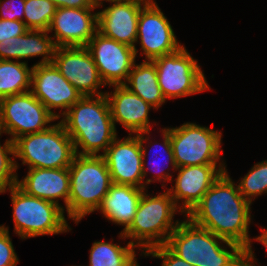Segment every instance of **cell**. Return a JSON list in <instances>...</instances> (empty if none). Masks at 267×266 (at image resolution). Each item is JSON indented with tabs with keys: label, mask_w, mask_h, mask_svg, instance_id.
<instances>
[{
	"label": "cell",
	"mask_w": 267,
	"mask_h": 266,
	"mask_svg": "<svg viewBox=\"0 0 267 266\" xmlns=\"http://www.w3.org/2000/svg\"><path fill=\"white\" fill-rule=\"evenodd\" d=\"M250 209L251 203L242 196L226 171L185 217L247 250L252 243L248 231L251 223Z\"/></svg>",
	"instance_id": "cell-1"
},
{
	"label": "cell",
	"mask_w": 267,
	"mask_h": 266,
	"mask_svg": "<svg viewBox=\"0 0 267 266\" xmlns=\"http://www.w3.org/2000/svg\"><path fill=\"white\" fill-rule=\"evenodd\" d=\"M61 117L76 154L98 155L101 150L104 153L117 137L105 94L83 96Z\"/></svg>",
	"instance_id": "cell-2"
},
{
	"label": "cell",
	"mask_w": 267,
	"mask_h": 266,
	"mask_svg": "<svg viewBox=\"0 0 267 266\" xmlns=\"http://www.w3.org/2000/svg\"><path fill=\"white\" fill-rule=\"evenodd\" d=\"M186 219L179 221L165 244L175 255L193 266H246V250L239 244Z\"/></svg>",
	"instance_id": "cell-3"
},
{
	"label": "cell",
	"mask_w": 267,
	"mask_h": 266,
	"mask_svg": "<svg viewBox=\"0 0 267 266\" xmlns=\"http://www.w3.org/2000/svg\"><path fill=\"white\" fill-rule=\"evenodd\" d=\"M68 169L70 193L66 212L78 224L87 214L98 211L113 183L101 154H76Z\"/></svg>",
	"instance_id": "cell-4"
},
{
	"label": "cell",
	"mask_w": 267,
	"mask_h": 266,
	"mask_svg": "<svg viewBox=\"0 0 267 266\" xmlns=\"http://www.w3.org/2000/svg\"><path fill=\"white\" fill-rule=\"evenodd\" d=\"M143 192L130 226L120 232V238H130V243L143 250L166 244L169 235L177 228L179 220L173 221L178 211L168 190L156 196ZM132 239V240H131Z\"/></svg>",
	"instance_id": "cell-5"
},
{
	"label": "cell",
	"mask_w": 267,
	"mask_h": 266,
	"mask_svg": "<svg viewBox=\"0 0 267 266\" xmlns=\"http://www.w3.org/2000/svg\"><path fill=\"white\" fill-rule=\"evenodd\" d=\"M15 158L31 168H67L76 155L73 141L59 121L45 131L26 134L14 141Z\"/></svg>",
	"instance_id": "cell-6"
},
{
	"label": "cell",
	"mask_w": 267,
	"mask_h": 266,
	"mask_svg": "<svg viewBox=\"0 0 267 266\" xmlns=\"http://www.w3.org/2000/svg\"><path fill=\"white\" fill-rule=\"evenodd\" d=\"M7 190L13 204L14 232L21 239L71 230L59 205L28 195L17 185Z\"/></svg>",
	"instance_id": "cell-7"
},
{
	"label": "cell",
	"mask_w": 267,
	"mask_h": 266,
	"mask_svg": "<svg viewBox=\"0 0 267 266\" xmlns=\"http://www.w3.org/2000/svg\"><path fill=\"white\" fill-rule=\"evenodd\" d=\"M165 100L210 90L198 61L183 46L178 51L152 60Z\"/></svg>",
	"instance_id": "cell-8"
},
{
	"label": "cell",
	"mask_w": 267,
	"mask_h": 266,
	"mask_svg": "<svg viewBox=\"0 0 267 266\" xmlns=\"http://www.w3.org/2000/svg\"><path fill=\"white\" fill-rule=\"evenodd\" d=\"M172 151L177 167L218 164L222 134L196 123L170 128Z\"/></svg>",
	"instance_id": "cell-9"
},
{
	"label": "cell",
	"mask_w": 267,
	"mask_h": 266,
	"mask_svg": "<svg viewBox=\"0 0 267 266\" xmlns=\"http://www.w3.org/2000/svg\"><path fill=\"white\" fill-rule=\"evenodd\" d=\"M55 120L31 91L0 100V133L9 134L13 142L20 136L47 130Z\"/></svg>",
	"instance_id": "cell-10"
},
{
	"label": "cell",
	"mask_w": 267,
	"mask_h": 266,
	"mask_svg": "<svg viewBox=\"0 0 267 266\" xmlns=\"http://www.w3.org/2000/svg\"><path fill=\"white\" fill-rule=\"evenodd\" d=\"M85 47L94 59L105 85L111 87L126 82L136 61L133 47L108 38L98 31Z\"/></svg>",
	"instance_id": "cell-11"
},
{
	"label": "cell",
	"mask_w": 267,
	"mask_h": 266,
	"mask_svg": "<svg viewBox=\"0 0 267 266\" xmlns=\"http://www.w3.org/2000/svg\"><path fill=\"white\" fill-rule=\"evenodd\" d=\"M127 138L117 137L101 154L108 166L113 184L131 185L146 189L152 179H143V155L138 134H128ZM144 181V182H143ZM147 185V186H145Z\"/></svg>",
	"instance_id": "cell-12"
},
{
	"label": "cell",
	"mask_w": 267,
	"mask_h": 266,
	"mask_svg": "<svg viewBox=\"0 0 267 266\" xmlns=\"http://www.w3.org/2000/svg\"><path fill=\"white\" fill-rule=\"evenodd\" d=\"M52 63L82 96L105 94L98 90L106 85L85 46L56 47Z\"/></svg>",
	"instance_id": "cell-13"
},
{
	"label": "cell",
	"mask_w": 267,
	"mask_h": 266,
	"mask_svg": "<svg viewBox=\"0 0 267 266\" xmlns=\"http://www.w3.org/2000/svg\"><path fill=\"white\" fill-rule=\"evenodd\" d=\"M31 88L32 94L57 119H60L61 115H64L71 106L83 97L53 63L33 65ZM54 108H62V113L53 112L52 109Z\"/></svg>",
	"instance_id": "cell-14"
},
{
	"label": "cell",
	"mask_w": 267,
	"mask_h": 266,
	"mask_svg": "<svg viewBox=\"0 0 267 266\" xmlns=\"http://www.w3.org/2000/svg\"><path fill=\"white\" fill-rule=\"evenodd\" d=\"M138 39L145 60L149 61L172 54L183 47L178 43L171 24L156 2L144 6L140 11L137 42Z\"/></svg>",
	"instance_id": "cell-15"
},
{
	"label": "cell",
	"mask_w": 267,
	"mask_h": 266,
	"mask_svg": "<svg viewBox=\"0 0 267 266\" xmlns=\"http://www.w3.org/2000/svg\"><path fill=\"white\" fill-rule=\"evenodd\" d=\"M224 163L222 160L219 163L220 165L209 164L177 167L175 171H178V175L174 179L175 185L167 190L182 214L187 216L201 201L212 184L222 173L227 171ZM180 201L182 203L179 206L178 203Z\"/></svg>",
	"instance_id": "cell-16"
},
{
	"label": "cell",
	"mask_w": 267,
	"mask_h": 266,
	"mask_svg": "<svg viewBox=\"0 0 267 266\" xmlns=\"http://www.w3.org/2000/svg\"><path fill=\"white\" fill-rule=\"evenodd\" d=\"M95 9L57 8L47 30L54 33L55 46H86L98 31V13H91Z\"/></svg>",
	"instance_id": "cell-17"
},
{
	"label": "cell",
	"mask_w": 267,
	"mask_h": 266,
	"mask_svg": "<svg viewBox=\"0 0 267 266\" xmlns=\"http://www.w3.org/2000/svg\"><path fill=\"white\" fill-rule=\"evenodd\" d=\"M111 6L98 11V32L134 48L137 56V27L144 5L133 2L110 1ZM113 3V5H112Z\"/></svg>",
	"instance_id": "cell-18"
},
{
	"label": "cell",
	"mask_w": 267,
	"mask_h": 266,
	"mask_svg": "<svg viewBox=\"0 0 267 266\" xmlns=\"http://www.w3.org/2000/svg\"><path fill=\"white\" fill-rule=\"evenodd\" d=\"M113 87L114 91L105 92V96L114 125L119 123L133 135L150 131L148 114L154 107L131 92L125 85H113Z\"/></svg>",
	"instance_id": "cell-19"
},
{
	"label": "cell",
	"mask_w": 267,
	"mask_h": 266,
	"mask_svg": "<svg viewBox=\"0 0 267 266\" xmlns=\"http://www.w3.org/2000/svg\"><path fill=\"white\" fill-rule=\"evenodd\" d=\"M26 194L50 201L59 205L63 210L68 206L70 193V175L67 168H31L27 175L17 180L16 184ZM63 199L65 207L59 204Z\"/></svg>",
	"instance_id": "cell-20"
},
{
	"label": "cell",
	"mask_w": 267,
	"mask_h": 266,
	"mask_svg": "<svg viewBox=\"0 0 267 266\" xmlns=\"http://www.w3.org/2000/svg\"><path fill=\"white\" fill-rule=\"evenodd\" d=\"M56 46L47 30H27L23 35L11 37L0 42V60L17 61L42 56L36 64L53 62Z\"/></svg>",
	"instance_id": "cell-21"
},
{
	"label": "cell",
	"mask_w": 267,
	"mask_h": 266,
	"mask_svg": "<svg viewBox=\"0 0 267 266\" xmlns=\"http://www.w3.org/2000/svg\"><path fill=\"white\" fill-rule=\"evenodd\" d=\"M145 190L131 185L112 184L98 210L107 220L124 226L125 231L134 219Z\"/></svg>",
	"instance_id": "cell-22"
},
{
	"label": "cell",
	"mask_w": 267,
	"mask_h": 266,
	"mask_svg": "<svg viewBox=\"0 0 267 266\" xmlns=\"http://www.w3.org/2000/svg\"><path fill=\"white\" fill-rule=\"evenodd\" d=\"M123 85L154 109H158L166 101L158 83L153 61L144 60L141 64L135 63Z\"/></svg>",
	"instance_id": "cell-23"
},
{
	"label": "cell",
	"mask_w": 267,
	"mask_h": 266,
	"mask_svg": "<svg viewBox=\"0 0 267 266\" xmlns=\"http://www.w3.org/2000/svg\"><path fill=\"white\" fill-rule=\"evenodd\" d=\"M32 70L26 61L0 60V100L30 91Z\"/></svg>",
	"instance_id": "cell-24"
},
{
	"label": "cell",
	"mask_w": 267,
	"mask_h": 266,
	"mask_svg": "<svg viewBox=\"0 0 267 266\" xmlns=\"http://www.w3.org/2000/svg\"><path fill=\"white\" fill-rule=\"evenodd\" d=\"M135 246L95 241L90 249L89 266H132L136 261Z\"/></svg>",
	"instance_id": "cell-25"
},
{
	"label": "cell",
	"mask_w": 267,
	"mask_h": 266,
	"mask_svg": "<svg viewBox=\"0 0 267 266\" xmlns=\"http://www.w3.org/2000/svg\"><path fill=\"white\" fill-rule=\"evenodd\" d=\"M160 132H162V137H163V144H160V145H155L156 147H158L159 146V148H161V145H162V148L161 149H163V150H161V152L163 153V154H166L165 155V157L166 158H168L167 160H164L165 162H167V163H170L169 165H172V169H173V171L174 170H176L177 169V165H176V163H175V159H174V155H173V151H172V146H171V139H170V128L168 127V128H163ZM149 134H150V131H146V132H142V133H138V136H139V140H140V146H141V150H142V155H143V170H142V172H143V179H145V177H146V175H147V173H148V169H149V166H148V169H147V167H146V165L148 164V162L146 163V157H147V151H148V155H150V151L148 150V149H146V148H148L147 147V145L145 146V145H143V143H145V141L147 142V140H149ZM144 135H148V137L146 136H144ZM154 147V146H153ZM154 149H155V147H154ZM155 151V150H154ZM157 152V153H156ZM156 152L154 153V156L155 155H159L160 153H158V152H160V151H157L156 150ZM160 156V155H159ZM153 157V156H152ZM158 157V156H157ZM156 157V158H157ZM149 158H150V156H149ZM154 158V157H153ZM155 158V159H156ZM166 158H163V159H166ZM154 159V161L155 162H153L152 164L150 163V165L152 166L153 164V166H155L154 168H156L155 170H154V172L156 173V171H157V173H156V175H154V176H152V177H154L155 179V181H158V182H163V183H166V182H172L173 180V176L172 175H170V173H168L169 172V170H167V172L166 171H164V168H160V163H158V160L156 161ZM160 162V161H159ZM149 165V164H148ZM168 165V164H167ZM162 166V165H161ZM167 167V166H166ZM152 168V167H151ZM150 168V169H151ZM158 169V170H157ZM161 169V170H160ZM152 171V170H151Z\"/></svg>",
	"instance_id": "cell-26"
},
{
	"label": "cell",
	"mask_w": 267,
	"mask_h": 266,
	"mask_svg": "<svg viewBox=\"0 0 267 266\" xmlns=\"http://www.w3.org/2000/svg\"><path fill=\"white\" fill-rule=\"evenodd\" d=\"M56 10L50 0H25L23 22L28 30H48Z\"/></svg>",
	"instance_id": "cell-27"
},
{
	"label": "cell",
	"mask_w": 267,
	"mask_h": 266,
	"mask_svg": "<svg viewBox=\"0 0 267 266\" xmlns=\"http://www.w3.org/2000/svg\"><path fill=\"white\" fill-rule=\"evenodd\" d=\"M237 186L242 196L251 204L255 197L267 193V160L256 163Z\"/></svg>",
	"instance_id": "cell-28"
},
{
	"label": "cell",
	"mask_w": 267,
	"mask_h": 266,
	"mask_svg": "<svg viewBox=\"0 0 267 266\" xmlns=\"http://www.w3.org/2000/svg\"><path fill=\"white\" fill-rule=\"evenodd\" d=\"M18 165L15 161L14 142L6 139L3 145L0 143V193H5L7 189L17 184L18 175L16 171Z\"/></svg>",
	"instance_id": "cell-29"
},
{
	"label": "cell",
	"mask_w": 267,
	"mask_h": 266,
	"mask_svg": "<svg viewBox=\"0 0 267 266\" xmlns=\"http://www.w3.org/2000/svg\"><path fill=\"white\" fill-rule=\"evenodd\" d=\"M19 258L9 235V228L0 225V266H16Z\"/></svg>",
	"instance_id": "cell-30"
},
{
	"label": "cell",
	"mask_w": 267,
	"mask_h": 266,
	"mask_svg": "<svg viewBox=\"0 0 267 266\" xmlns=\"http://www.w3.org/2000/svg\"><path fill=\"white\" fill-rule=\"evenodd\" d=\"M144 256L160 258L161 266H193L175 255L165 244L149 249Z\"/></svg>",
	"instance_id": "cell-31"
},
{
	"label": "cell",
	"mask_w": 267,
	"mask_h": 266,
	"mask_svg": "<svg viewBox=\"0 0 267 266\" xmlns=\"http://www.w3.org/2000/svg\"><path fill=\"white\" fill-rule=\"evenodd\" d=\"M25 0H0V19L23 22Z\"/></svg>",
	"instance_id": "cell-32"
},
{
	"label": "cell",
	"mask_w": 267,
	"mask_h": 266,
	"mask_svg": "<svg viewBox=\"0 0 267 266\" xmlns=\"http://www.w3.org/2000/svg\"><path fill=\"white\" fill-rule=\"evenodd\" d=\"M27 30L22 21L0 19V42L11 37L21 36Z\"/></svg>",
	"instance_id": "cell-33"
},
{
	"label": "cell",
	"mask_w": 267,
	"mask_h": 266,
	"mask_svg": "<svg viewBox=\"0 0 267 266\" xmlns=\"http://www.w3.org/2000/svg\"><path fill=\"white\" fill-rule=\"evenodd\" d=\"M261 235L252 238L253 240H256L257 242H260L261 244H263L265 246V248L267 249V229L265 228H261ZM256 258L254 256V252L252 251V245H250L248 247V249L246 250V266H256Z\"/></svg>",
	"instance_id": "cell-34"
},
{
	"label": "cell",
	"mask_w": 267,
	"mask_h": 266,
	"mask_svg": "<svg viewBox=\"0 0 267 266\" xmlns=\"http://www.w3.org/2000/svg\"><path fill=\"white\" fill-rule=\"evenodd\" d=\"M57 8H94L86 0H50Z\"/></svg>",
	"instance_id": "cell-35"
},
{
	"label": "cell",
	"mask_w": 267,
	"mask_h": 266,
	"mask_svg": "<svg viewBox=\"0 0 267 266\" xmlns=\"http://www.w3.org/2000/svg\"><path fill=\"white\" fill-rule=\"evenodd\" d=\"M103 1L110 2L113 0H86L89 6L94 7V8H99L102 7Z\"/></svg>",
	"instance_id": "cell-36"
},
{
	"label": "cell",
	"mask_w": 267,
	"mask_h": 266,
	"mask_svg": "<svg viewBox=\"0 0 267 266\" xmlns=\"http://www.w3.org/2000/svg\"><path fill=\"white\" fill-rule=\"evenodd\" d=\"M115 1L133 2L144 6L155 3L154 0H115Z\"/></svg>",
	"instance_id": "cell-37"
},
{
	"label": "cell",
	"mask_w": 267,
	"mask_h": 266,
	"mask_svg": "<svg viewBox=\"0 0 267 266\" xmlns=\"http://www.w3.org/2000/svg\"><path fill=\"white\" fill-rule=\"evenodd\" d=\"M132 266H139V264L136 261Z\"/></svg>",
	"instance_id": "cell-38"
}]
</instances>
